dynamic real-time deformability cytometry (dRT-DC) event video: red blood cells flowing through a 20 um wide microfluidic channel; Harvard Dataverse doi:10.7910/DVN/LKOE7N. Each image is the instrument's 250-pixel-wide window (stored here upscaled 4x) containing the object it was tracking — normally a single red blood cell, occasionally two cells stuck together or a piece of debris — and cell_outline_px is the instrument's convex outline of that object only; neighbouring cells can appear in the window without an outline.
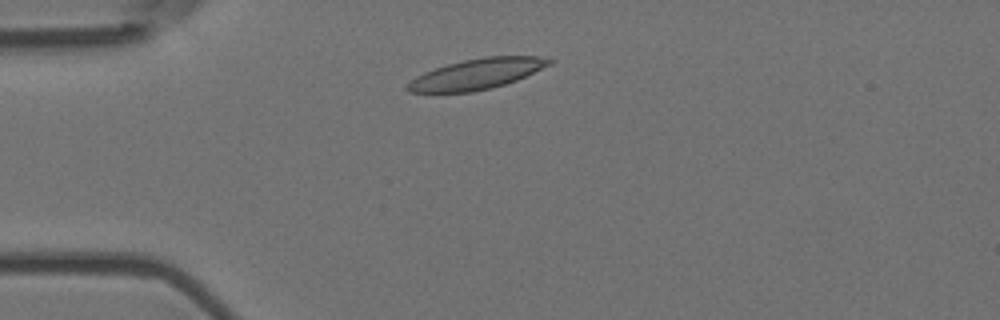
{"species": "Egyptian fruit bat (a non-hibernating species)", "species_latin": "Rousettus aegyptiacus", "temperature_condition": "room temperature", "stored_images_in_passage": 3, "camera_frame_rate_fps": 3000, "um_per_image_px": 0.085, "animal": {"sex": "female"}, "frame": {"image": 1, "passage_image": 1, "time_ms": 0.0, "image_size_px": [1000, 320], "cell_outline_px": [[556, 60], [552, 64], [516, 80], [492, 88], [472, 92], [408, 92], [404, 88], [416, 76], [424, 72], [448, 64], [464, 60], [484, 56], [552, 56]], "centroid_in_image_um": [40.6, 6.27], "position_along_channel_um": 44.4, "area_um2": 25.32}}
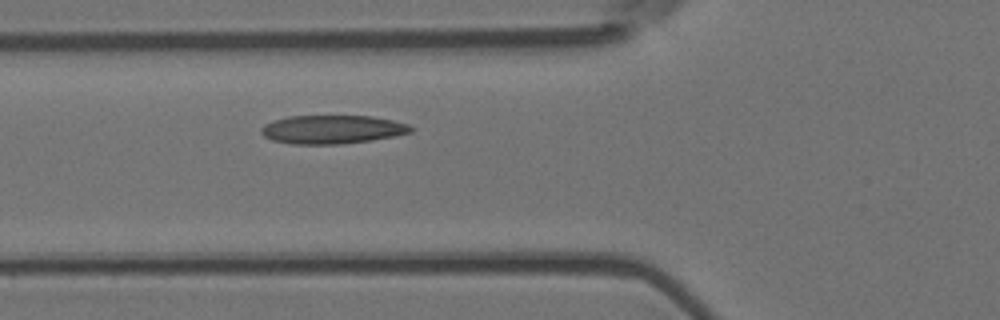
{"frame": {"image": 2, "passage_image": 3, "time_ms": 0.667, "image_size_px": [1000, 320], "cell_outline_px": [[412, 132], [372, 140], [340, 144], [292, 144], [272, 140], [264, 136], [260, 132], [260, 128], [264, 124], [288, 116], [372, 116], [392, 120], [408, 124], [412, 128]], "centroid_in_image_um": [28.21, 11.0], "position_along_channel_um": 97.6, "area_um2": 24.8}}